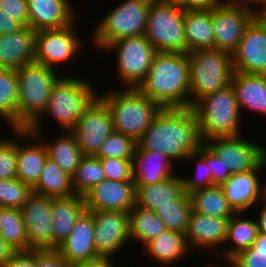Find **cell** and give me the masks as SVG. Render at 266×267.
I'll list each match as a JSON object with an SVG mask.
<instances>
[{"label": "cell", "instance_id": "cell-46", "mask_svg": "<svg viewBox=\"0 0 266 267\" xmlns=\"http://www.w3.org/2000/svg\"><path fill=\"white\" fill-rule=\"evenodd\" d=\"M209 166L210 173H212V185H222L225 183L231 173L229 169L225 167L222 159L219 158L205 143L197 151Z\"/></svg>", "mask_w": 266, "mask_h": 267}, {"label": "cell", "instance_id": "cell-15", "mask_svg": "<svg viewBox=\"0 0 266 267\" xmlns=\"http://www.w3.org/2000/svg\"><path fill=\"white\" fill-rule=\"evenodd\" d=\"M255 13L245 8L222 3L212 9L214 49L232 54L243 37Z\"/></svg>", "mask_w": 266, "mask_h": 267}, {"label": "cell", "instance_id": "cell-20", "mask_svg": "<svg viewBox=\"0 0 266 267\" xmlns=\"http://www.w3.org/2000/svg\"><path fill=\"white\" fill-rule=\"evenodd\" d=\"M94 230L93 214L85 211L69 236L58 246L57 251L69 264L99 257L94 241Z\"/></svg>", "mask_w": 266, "mask_h": 267}, {"label": "cell", "instance_id": "cell-41", "mask_svg": "<svg viewBox=\"0 0 266 267\" xmlns=\"http://www.w3.org/2000/svg\"><path fill=\"white\" fill-rule=\"evenodd\" d=\"M33 193V188L18 178L0 180V207L21 209Z\"/></svg>", "mask_w": 266, "mask_h": 267}, {"label": "cell", "instance_id": "cell-7", "mask_svg": "<svg viewBox=\"0 0 266 267\" xmlns=\"http://www.w3.org/2000/svg\"><path fill=\"white\" fill-rule=\"evenodd\" d=\"M190 61V107L199 99L231 84L232 55L217 49L188 53Z\"/></svg>", "mask_w": 266, "mask_h": 267}, {"label": "cell", "instance_id": "cell-8", "mask_svg": "<svg viewBox=\"0 0 266 267\" xmlns=\"http://www.w3.org/2000/svg\"><path fill=\"white\" fill-rule=\"evenodd\" d=\"M185 9L161 0L149 7L145 36L158 52L187 54Z\"/></svg>", "mask_w": 266, "mask_h": 267}, {"label": "cell", "instance_id": "cell-1", "mask_svg": "<svg viewBox=\"0 0 266 267\" xmlns=\"http://www.w3.org/2000/svg\"><path fill=\"white\" fill-rule=\"evenodd\" d=\"M203 144L192 107H165L137 140V150L159 152L171 161H186Z\"/></svg>", "mask_w": 266, "mask_h": 267}, {"label": "cell", "instance_id": "cell-31", "mask_svg": "<svg viewBox=\"0 0 266 267\" xmlns=\"http://www.w3.org/2000/svg\"><path fill=\"white\" fill-rule=\"evenodd\" d=\"M33 192L53 198L74 196L72 178L55 161L47 157Z\"/></svg>", "mask_w": 266, "mask_h": 267}, {"label": "cell", "instance_id": "cell-43", "mask_svg": "<svg viewBox=\"0 0 266 267\" xmlns=\"http://www.w3.org/2000/svg\"><path fill=\"white\" fill-rule=\"evenodd\" d=\"M197 159V170L195 178L193 177H182L184 182V191L189 195L190 193L212 186V173H210L209 166H207L206 160L198 153H192L188 155V161Z\"/></svg>", "mask_w": 266, "mask_h": 267}, {"label": "cell", "instance_id": "cell-33", "mask_svg": "<svg viewBox=\"0 0 266 267\" xmlns=\"http://www.w3.org/2000/svg\"><path fill=\"white\" fill-rule=\"evenodd\" d=\"M192 210L203 215L231 218L235 212L219 185H212L189 194Z\"/></svg>", "mask_w": 266, "mask_h": 267}, {"label": "cell", "instance_id": "cell-36", "mask_svg": "<svg viewBox=\"0 0 266 267\" xmlns=\"http://www.w3.org/2000/svg\"><path fill=\"white\" fill-rule=\"evenodd\" d=\"M0 235L16 251L30 250L21 210L0 207Z\"/></svg>", "mask_w": 266, "mask_h": 267}, {"label": "cell", "instance_id": "cell-6", "mask_svg": "<svg viewBox=\"0 0 266 267\" xmlns=\"http://www.w3.org/2000/svg\"><path fill=\"white\" fill-rule=\"evenodd\" d=\"M202 140L240 135L241 111L231 84L199 99L192 106Z\"/></svg>", "mask_w": 266, "mask_h": 267}, {"label": "cell", "instance_id": "cell-55", "mask_svg": "<svg viewBox=\"0 0 266 267\" xmlns=\"http://www.w3.org/2000/svg\"><path fill=\"white\" fill-rule=\"evenodd\" d=\"M264 200V201H263ZM260 202H263L260 209L259 219H257L258 232L266 234V196Z\"/></svg>", "mask_w": 266, "mask_h": 267}, {"label": "cell", "instance_id": "cell-30", "mask_svg": "<svg viewBox=\"0 0 266 267\" xmlns=\"http://www.w3.org/2000/svg\"><path fill=\"white\" fill-rule=\"evenodd\" d=\"M17 139V178L30 185L32 188L37 184L44 163L48 157L44 142H36L25 146ZM43 142V143H42Z\"/></svg>", "mask_w": 266, "mask_h": 267}, {"label": "cell", "instance_id": "cell-19", "mask_svg": "<svg viewBox=\"0 0 266 267\" xmlns=\"http://www.w3.org/2000/svg\"><path fill=\"white\" fill-rule=\"evenodd\" d=\"M262 163L255 170L244 173L231 174L221 186L224 196L235 213H245L250 207L266 196V182H260Z\"/></svg>", "mask_w": 266, "mask_h": 267}, {"label": "cell", "instance_id": "cell-38", "mask_svg": "<svg viewBox=\"0 0 266 267\" xmlns=\"http://www.w3.org/2000/svg\"><path fill=\"white\" fill-rule=\"evenodd\" d=\"M76 195L84 196L97 184L106 179L100 159L97 156H83L75 173L71 176Z\"/></svg>", "mask_w": 266, "mask_h": 267}, {"label": "cell", "instance_id": "cell-17", "mask_svg": "<svg viewBox=\"0 0 266 267\" xmlns=\"http://www.w3.org/2000/svg\"><path fill=\"white\" fill-rule=\"evenodd\" d=\"M231 55L233 71L266 75V31L255 18Z\"/></svg>", "mask_w": 266, "mask_h": 267}, {"label": "cell", "instance_id": "cell-57", "mask_svg": "<svg viewBox=\"0 0 266 267\" xmlns=\"http://www.w3.org/2000/svg\"><path fill=\"white\" fill-rule=\"evenodd\" d=\"M255 19L263 26L266 31V9L255 13Z\"/></svg>", "mask_w": 266, "mask_h": 267}, {"label": "cell", "instance_id": "cell-3", "mask_svg": "<svg viewBox=\"0 0 266 267\" xmlns=\"http://www.w3.org/2000/svg\"><path fill=\"white\" fill-rule=\"evenodd\" d=\"M98 97L91 83L79 77H60L53 85L48 106L27 129H12L15 137L32 141L41 138L40 127L43 115H51L57 120L61 129L71 131L84 111Z\"/></svg>", "mask_w": 266, "mask_h": 267}, {"label": "cell", "instance_id": "cell-50", "mask_svg": "<svg viewBox=\"0 0 266 267\" xmlns=\"http://www.w3.org/2000/svg\"><path fill=\"white\" fill-rule=\"evenodd\" d=\"M110 257L99 256L97 258L71 263L69 267H116Z\"/></svg>", "mask_w": 266, "mask_h": 267}, {"label": "cell", "instance_id": "cell-24", "mask_svg": "<svg viewBox=\"0 0 266 267\" xmlns=\"http://www.w3.org/2000/svg\"><path fill=\"white\" fill-rule=\"evenodd\" d=\"M86 211L84 196L52 197L53 250H57Z\"/></svg>", "mask_w": 266, "mask_h": 267}, {"label": "cell", "instance_id": "cell-47", "mask_svg": "<svg viewBox=\"0 0 266 267\" xmlns=\"http://www.w3.org/2000/svg\"><path fill=\"white\" fill-rule=\"evenodd\" d=\"M0 9L22 26H29L27 0H0Z\"/></svg>", "mask_w": 266, "mask_h": 267}, {"label": "cell", "instance_id": "cell-18", "mask_svg": "<svg viewBox=\"0 0 266 267\" xmlns=\"http://www.w3.org/2000/svg\"><path fill=\"white\" fill-rule=\"evenodd\" d=\"M86 211L129 212L136 205L134 181L105 179L84 195Z\"/></svg>", "mask_w": 266, "mask_h": 267}, {"label": "cell", "instance_id": "cell-22", "mask_svg": "<svg viewBox=\"0 0 266 267\" xmlns=\"http://www.w3.org/2000/svg\"><path fill=\"white\" fill-rule=\"evenodd\" d=\"M69 3L68 0H27L29 27L39 31L72 24L77 17Z\"/></svg>", "mask_w": 266, "mask_h": 267}, {"label": "cell", "instance_id": "cell-5", "mask_svg": "<svg viewBox=\"0 0 266 267\" xmlns=\"http://www.w3.org/2000/svg\"><path fill=\"white\" fill-rule=\"evenodd\" d=\"M18 79V129H27L46 109L53 85L60 78L55 69L32 62L16 70Z\"/></svg>", "mask_w": 266, "mask_h": 267}, {"label": "cell", "instance_id": "cell-58", "mask_svg": "<svg viewBox=\"0 0 266 267\" xmlns=\"http://www.w3.org/2000/svg\"><path fill=\"white\" fill-rule=\"evenodd\" d=\"M263 164L264 168H266V146L263 148Z\"/></svg>", "mask_w": 266, "mask_h": 267}, {"label": "cell", "instance_id": "cell-27", "mask_svg": "<svg viewBox=\"0 0 266 267\" xmlns=\"http://www.w3.org/2000/svg\"><path fill=\"white\" fill-rule=\"evenodd\" d=\"M135 187L136 205L154 212L173 204L185 192L183 179L177 174L158 183Z\"/></svg>", "mask_w": 266, "mask_h": 267}, {"label": "cell", "instance_id": "cell-21", "mask_svg": "<svg viewBox=\"0 0 266 267\" xmlns=\"http://www.w3.org/2000/svg\"><path fill=\"white\" fill-rule=\"evenodd\" d=\"M228 221L229 218L207 216L192 210L185 232L190 249L221 247L225 244Z\"/></svg>", "mask_w": 266, "mask_h": 267}, {"label": "cell", "instance_id": "cell-40", "mask_svg": "<svg viewBox=\"0 0 266 267\" xmlns=\"http://www.w3.org/2000/svg\"><path fill=\"white\" fill-rule=\"evenodd\" d=\"M137 149V141L127 135L113 131L107 136L98 153V158L132 159Z\"/></svg>", "mask_w": 266, "mask_h": 267}, {"label": "cell", "instance_id": "cell-9", "mask_svg": "<svg viewBox=\"0 0 266 267\" xmlns=\"http://www.w3.org/2000/svg\"><path fill=\"white\" fill-rule=\"evenodd\" d=\"M153 0H125L105 15L94 30V47L102 50L119 39L143 36Z\"/></svg>", "mask_w": 266, "mask_h": 267}, {"label": "cell", "instance_id": "cell-53", "mask_svg": "<svg viewBox=\"0 0 266 267\" xmlns=\"http://www.w3.org/2000/svg\"><path fill=\"white\" fill-rule=\"evenodd\" d=\"M15 252L16 250L6 243L0 235V267H3Z\"/></svg>", "mask_w": 266, "mask_h": 267}, {"label": "cell", "instance_id": "cell-35", "mask_svg": "<svg viewBox=\"0 0 266 267\" xmlns=\"http://www.w3.org/2000/svg\"><path fill=\"white\" fill-rule=\"evenodd\" d=\"M130 239L140 241L142 245L156 239L166 231L163 221L156 212L135 205L129 212Z\"/></svg>", "mask_w": 266, "mask_h": 267}, {"label": "cell", "instance_id": "cell-25", "mask_svg": "<svg viewBox=\"0 0 266 267\" xmlns=\"http://www.w3.org/2000/svg\"><path fill=\"white\" fill-rule=\"evenodd\" d=\"M171 159L154 151H135L132 167L135 186H145L161 182L176 174L172 173Z\"/></svg>", "mask_w": 266, "mask_h": 267}, {"label": "cell", "instance_id": "cell-42", "mask_svg": "<svg viewBox=\"0 0 266 267\" xmlns=\"http://www.w3.org/2000/svg\"><path fill=\"white\" fill-rule=\"evenodd\" d=\"M229 263L230 267H266V234L258 232L252 246L239 252Z\"/></svg>", "mask_w": 266, "mask_h": 267}, {"label": "cell", "instance_id": "cell-49", "mask_svg": "<svg viewBox=\"0 0 266 267\" xmlns=\"http://www.w3.org/2000/svg\"><path fill=\"white\" fill-rule=\"evenodd\" d=\"M3 267H36V250L16 251Z\"/></svg>", "mask_w": 266, "mask_h": 267}, {"label": "cell", "instance_id": "cell-29", "mask_svg": "<svg viewBox=\"0 0 266 267\" xmlns=\"http://www.w3.org/2000/svg\"><path fill=\"white\" fill-rule=\"evenodd\" d=\"M144 246L146 255L162 266L175 264L191 250L185 234L168 229Z\"/></svg>", "mask_w": 266, "mask_h": 267}, {"label": "cell", "instance_id": "cell-44", "mask_svg": "<svg viewBox=\"0 0 266 267\" xmlns=\"http://www.w3.org/2000/svg\"><path fill=\"white\" fill-rule=\"evenodd\" d=\"M0 138V180L17 178V140Z\"/></svg>", "mask_w": 266, "mask_h": 267}, {"label": "cell", "instance_id": "cell-4", "mask_svg": "<svg viewBox=\"0 0 266 267\" xmlns=\"http://www.w3.org/2000/svg\"><path fill=\"white\" fill-rule=\"evenodd\" d=\"M119 91L118 89L98 94V98L110 112L114 131L137 141L163 107L143 95L137 88Z\"/></svg>", "mask_w": 266, "mask_h": 267}, {"label": "cell", "instance_id": "cell-13", "mask_svg": "<svg viewBox=\"0 0 266 267\" xmlns=\"http://www.w3.org/2000/svg\"><path fill=\"white\" fill-rule=\"evenodd\" d=\"M71 131L83 155L95 156L107 136L114 131L107 106L97 97Z\"/></svg>", "mask_w": 266, "mask_h": 267}, {"label": "cell", "instance_id": "cell-34", "mask_svg": "<svg viewBox=\"0 0 266 267\" xmlns=\"http://www.w3.org/2000/svg\"><path fill=\"white\" fill-rule=\"evenodd\" d=\"M65 134L53 141L52 143L44 142L47 155L55 161L57 165L68 175L75 173L78 164L83 158L77 139L72 131L64 132Z\"/></svg>", "mask_w": 266, "mask_h": 267}, {"label": "cell", "instance_id": "cell-37", "mask_svg": "<svg viewBox=\"0 0 266 267\" xmlns=\"http://www.w3.org/2000/svg\"><path fill=\"white\" fill-rule=\"evenodd\" d=\"M18 79L16 70L6 69L0 75V117L10 128L18 129Z\"/></svg>", "mask_w": 266, "mask_h": 267}, {"label": "cell", "instance_id": "cell-2", "mask_svg": "<svg viewBox=\"0 0 266 267\" xmlns=\"http://www.w3.org/2000/svg\"><path fill=\"white\" fill-rule=\"evenodd\" d=\"M189 55L157 52L143 82L137 89L165 107H190Z\"/></svg>", "mask_w": 266, "mask_h": 267}, {"label": "cell", "instance_id": "cell-23", "mask_svg": "<svg viewBox=\"0 0 266 267\" xmlns=\"http://www.w3.org/2000/svg\"><path fill=\"white\" fill-rule=\"evenodd\" d=\"M35 45L36 31L29 26L0 35V65L6 69L17 70L25 64L34 62Z\"/></svg>", "mask_w": 266, "mask_h": 267}, {"label": "cell", "instance_id": "cell-39", "mask_svg": "<svg viewBox=\"0 0 266 267\" xmlns=\"http://www.w3.org/2000/svg\"><path fill=\"white\" fill-rule=\"evenodd\" d=\"M192 204L190 196L184 192L173 204H168L156 211L157 216L163 221L166 229L185 234Z\"/></svg>", "mask_w": 266, "mask_h": 267}, {"label": "cell", "instance_id": "cell-48", "mask_svg": "<svg viewBox=\"0 0 266 267\" xmlns=\"http://www.w3.org/2000/svg\"><path fill=\"white\" fill-rule=\"evenodd\" d=\"M57 250H36V267H69Z\"/></svg>", "mask_w": 266, "mask_h": 267}, {"label": "cell", "instance_id": "cell-56", "mask_svg": "<svg viewBox=\"0 0 266 267\" xmlns=\"http://www.w3.org/2000/svg\"><path fill=\"white\" fill-rule=\"evenodd\" d=\"M172 5L181 6L184 9H190V0H161Z\"/></svg>", "mask_w": 266, "mask_h": 267}, {"label": "cell", "instance_id": "cell-45", "mask_svg": "<svg viewBox=\"0 0 266 267\" xmlns=\"http://www.w3.org/2000/svg\"><path fill=\"white\" fill-rule=\"evenodd\" d=\"M106 179L113 181H134L132 159L99 158Z\"/></svg>", "mask_w": 266, "mask_h": 267}, {"label": "cell", "instance_id": "cell-11", "mask_svg": "<svg viewBox=\"0 0 266 267\" xmlns=\"http://www.w3.org/2000/svg\"><path fill=\"white\" fill-rule=\"evenodd\" d=\"M75 23L63 28L36 31L34 62L54 69L56 65L75 58L82 45L75 34Z\"/></svg>", "mask_w": 266, "mask_h": 267}, {"label": "cell", "instance_id": "cell-10", "mask_svg": "<svg viewBox=\"0 0 266 267\" xmlns=\"http://www.w3.org/2000/svg\"><path fill=\"white\" fill-rule=\"evenodd\" d=\"M105 49H116L118 78L125 88H137L143 82L158 52L145 35L119 39Z\"/></svg>", "mask_w": 266, "mask_h": 267}, {"label": "cell", "instance_id": "cell-26", "mask_svg": "<svg viewBox=\"0 0 266 267\" xmlns=\"http://www.w3.org/2000/svg\"><path fill=\"white\" fill-rule=\"evenodd\" d=\"M231 85L234 88L240 111L247 109L266 115V75L234 71Z\"/></svg>", "mask_w": 266, "mask_h": 267}, {"label": "cell", "instance_id": "cell-52", "mask_svg": "<svg viewBox=\"0 0 266 267\" xmlns=\"http://www.w3.org/2000/svg\"><path fill=\"white\" fill-rule=\"evenodd\" d=\"M222 1L224 4H227L230 6H236V7H240V8H245L247 10L254 12V13H257V12H260V11H263L264 9H266V0H226V1L222 0ZM249 3L251 4V6H252V3H253V5L255 3V5L257 4V6H258V4L259 5L261 4L262 6L258 10L257 7L256 8H254L253 6L250 7ZM255 9H257V10H255Z\"/></svg>", "mask_w": 266, "mask_h": 267}, {"label": "cell", "instance_id": "cell-12", "mask_svg": "<svg viewBox=\"0 0 266 267\" xmlns=\"http://www.w3.org/2000/svg\"><path fill=\"white\" fill-rule=\"evenodd\" d=\"M204 143L222 159L231 174L255 170L263 163L264 147L241 135L213 137Z\"/></svg>", "mask_w": 266, "mask_h": 267}, {"label": "cell", "instance_id": "cell-51", "mask_svg": "<svg viewBox=\"0 0 266 267\" xmlns=\"http://www.w3.org/2000/svg\"><path fill=\"white\" fill-rule=\"evenodd\" d=\"M23 26L10 18L6 13H3L0 9V35L10 34L18 31Z\"/></svg>", "mask_w": 266, "mask_h": 267}, {"label": "cell", "instance_id": "cell-28", "mask_svg": "<svg viewBox=\"0 0 266 267\" xmlns=\"http://www.w3.org/2000/svg\"><path fill=\"white\" fill-rule=\"evenodd\" d=\"M187 54L197 50L214 49L212 9H185Z\"/></svg>", "mask_w": 266, "mask_h": 267}, {"label": "cell", "instance_id": "cell-32", "mask_svg": "<svg viewBox=\"0 0 266 267\" xmlns=\"http://www.w3.org/2000/svg\"><path fill=\"white\" fill-rule=\"evenodd\" d=\"M243 213H235L228 221L227 235L225 243L231 241L233 246L224 248L220 251L221 256L229 262L239 252L252 246L258 233L256 220L242 218ZM241 215V217H240ZM234 247V248H233Z\"/></svg>", "mask_w": 266, "mask_h": 267}, {"label": "cell", "instance_id": "cell-54", "mask_svg": "<svg viewBox=\"0 0 266 267\" xmlns=\"http://www.w3.org/2000/svg\"><path fill=\"white\" fill-rule=\"evenodd\" d=\"M222 3V0H190V9H213Z\"/></svg>", "mask_w": 266, "mask_h": 267}, {"label": "cell", "instance_id": "cell-60", "mask_svg": "<svg viewBox=\"0 0 266 267\" xmlns=\"http://www.w3.org/2000/svg\"><path fill=\"white\" fill-rule=\"evenodd\" d=\"M207 267H217V265H214V264H209V265H207Z\"/></svg>", "mask_w": 266, "mask_h": 267}, {"label": "cell", "instance_id": "cell-16", "mask_svg": "<svg viewBox=\"0 0 266 267\" xmlns=\"http://www.w3.org/2000/svg\"><path fill=\"white\" fill-rule=\"evenodd\" d=\"M95 222L94 241L99 256L112 258L130 239L129 214L123 211H90ZM125 244V245H124Z\"/></svg>", "mask_w": 266, "mask_h": 267}, {"label": "cell", "instance_id": "cell-14", "mask_svg": "<svg viewBox=\"0 0 266 267\" xmlns=\"http://www.w3.org/2000/svg\"><path fill=\"white\" fill-rule=\"evenodd\" d=\"M20 210L30 250H53L52 197L33 192Z\"/></svg>", "mask_w": 266, "mask_h": 267}, {"label": "cell", "instance_id": "cell-59", "mask_svg": "<svg viewBox=\"0 0 266 267\" xmlns=\"http://www.w3.org/2000/svg\"><path fill=\"white\" fill-rule=\"evenodd\" d=\"M5 70H6V68L0 65V75H1Z\"/></svg>", "mask_w": 266, "mask_h": 267}]
</instances>
